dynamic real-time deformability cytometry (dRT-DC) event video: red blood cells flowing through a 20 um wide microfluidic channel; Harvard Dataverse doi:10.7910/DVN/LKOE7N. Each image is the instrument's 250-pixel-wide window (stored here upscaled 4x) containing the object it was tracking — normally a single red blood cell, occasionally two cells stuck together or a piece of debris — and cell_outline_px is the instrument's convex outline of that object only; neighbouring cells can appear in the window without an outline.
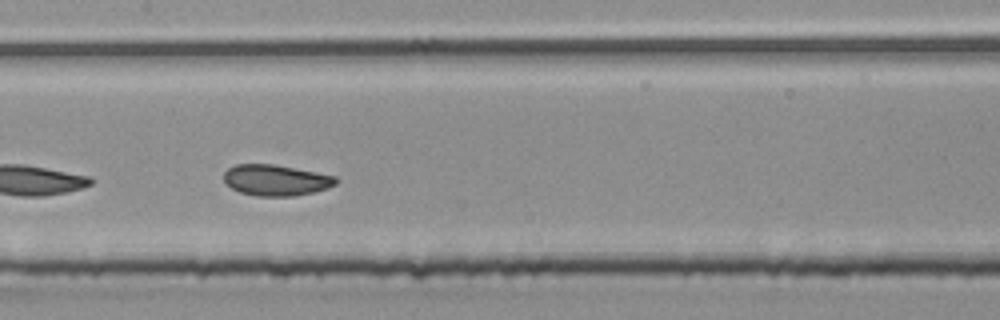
{"species": "common noctule bat (a hibernating species)", "species_latin": "Nyctalus noctula", "temperature_condition": "room temperature", "stored_images_in_passage": 19, "camera_frame_rate_fps": 3000, "um_per_image_px": 0.085, "animal": {"sex": "male", "body_mass_g": 20.4}, "frame": {"image": 1, "passage_image": 16, "time_ms": 5.0, "image_size_px": [1000, 320], "cell_outline_px": [[340, 180], [336, 184], [328, 188], [312, 192], [292, 196], [256, 196], [240, 192], [232, 188], [224, 180], [224, 172], [228, 168], [236, 164], [272, 164], [316, 172], [336, 176]], "centroid_in_image_um": [23.47, 15.31], "position_along_channel_um": 183.9, "area_um2": 20.17}}